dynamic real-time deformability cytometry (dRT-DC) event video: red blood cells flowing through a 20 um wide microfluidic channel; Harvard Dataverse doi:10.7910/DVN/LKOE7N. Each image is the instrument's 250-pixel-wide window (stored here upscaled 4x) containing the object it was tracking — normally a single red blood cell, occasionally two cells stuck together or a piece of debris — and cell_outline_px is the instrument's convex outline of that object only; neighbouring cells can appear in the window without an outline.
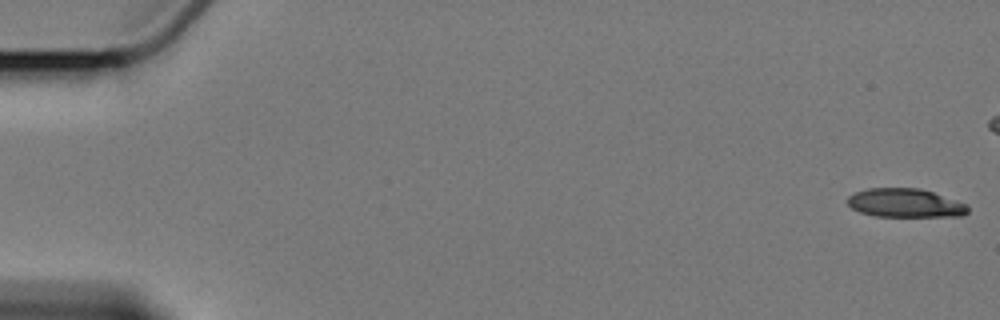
{"species": "Egyptian fruit bat (a non-hibernating species)", "species_latin": "Rousettus aegyptiacus", "temperature_condition": "cold", "stored_images_in_passage": 3, "segment_of_instrument_passage": [2, 2], "camera_frame_rate_fps": 3000, "um_per_image_px": 0.085, "animal": {"sex": "female"}, "frame": {"image": 1, "passage_image": 3, "time_ms": 2.667, "image_size_px": [1000, 320], "cell_outline_px": [[968, 212], [960, 216], [876, 216], [860, 212], [852, 208], [848, 204], [848, 196], [856, 192], [868, 188], [920, 188], [968, 204]], "centroid_in_image_um": [76.94, 17.25], "position_along_channel_um": 8.1, "area_um2": 20.0}}